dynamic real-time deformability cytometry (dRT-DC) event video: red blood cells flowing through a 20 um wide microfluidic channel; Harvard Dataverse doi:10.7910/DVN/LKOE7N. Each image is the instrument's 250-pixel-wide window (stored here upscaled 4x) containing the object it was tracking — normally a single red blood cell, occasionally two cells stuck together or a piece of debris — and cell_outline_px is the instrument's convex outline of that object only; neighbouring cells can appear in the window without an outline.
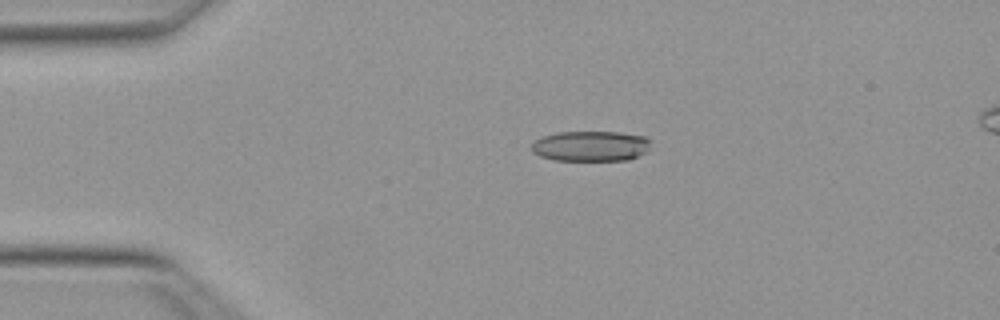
{"species": "Egyptian fruit bat (a non-hibernating species)", "species_latin": "Rousettus aegyptiacus", "temperature_condition": "warm", "stored_images_in_passage": 41, "camera_frame_rate_fps": 3000, "um_per_image_px": 0.085, "animal": {"sex": "female"}, "frame": {"image": 1, "passage_image": 1, "time_ms": 0.0, "image_size_px": [1000, 320], "cell_outline_px": [[652, 140], [648, 152], [628, 160], [552, 160], [540, 156], [532, 152], [532, 140], [556, 132], [620, 132], [644, 136]], "centroid_in_image_um": [50.23, 12.41], "position_along_channel_um": 34.8, "area_um2": 21.39}}
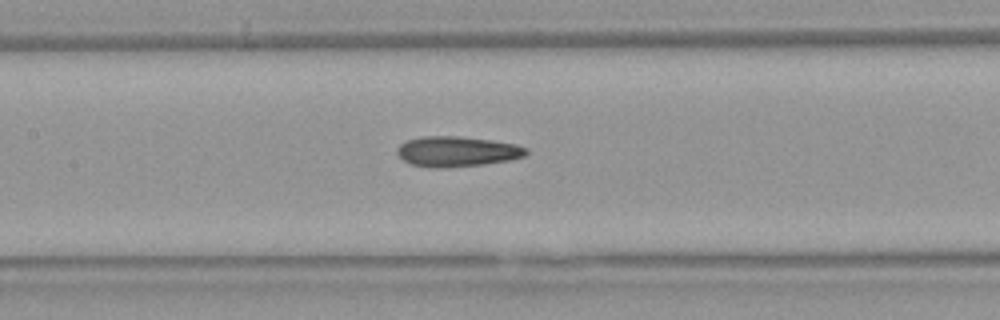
{"frame": {"image": 2, "passage_image": 14, "time_ms": 4.333, "image_size_px": [1000, 320], "cell_outline_px": [[528, 152], [524, 156], [512, 160], [484, 164], [448, 168], [428, 168], [408, 164], [396, 152], [396, 148], [400, 144], [408, 140], [424, 136], [460, 136], [492, 140], [516, 144], [528, 148]], "centroid_in_image_um": [38.85, 12.89], "position_along_channel_um": 168.6, "area_um2": 23.12}}
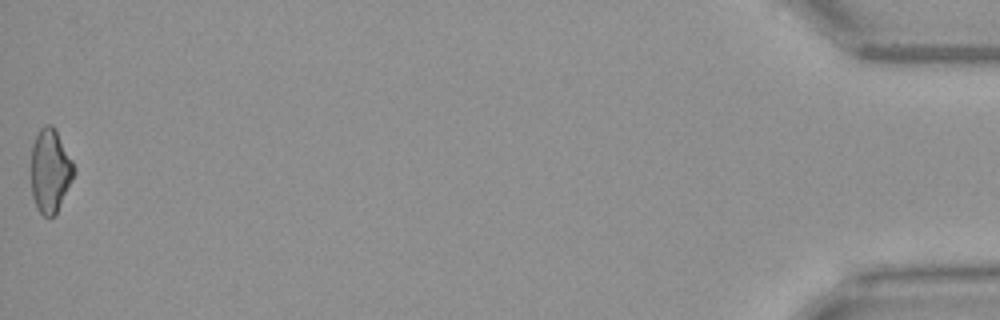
{"frame": {"image": 3, "passage_image": 41, "time_ms": 13.333, "image_size_px": [1000, 320], "cell_outline_px": [[76, 172], [56, 216], [44, 216], [36, 208], [32, 196], [28, 168], [32, 144], [40, 128], [44, 124], [52, 124], [72, 160], [76, 168]], "centroid_in_image_um": [4.22, 14.54], "position_along_channel_um": 431.0, "area_um2": 21.68}, "authors_computed_cell_mechanics": {"area_um2": 21.964, "velocity_mm_per_s": 4.037, "shape_relaxation_time_tau1_ms": null, "shape_relaxation_time_tau2_ms": 3.6646, "deformation_change_tau1": null, "deformation_change_tau2": 0.1427}}